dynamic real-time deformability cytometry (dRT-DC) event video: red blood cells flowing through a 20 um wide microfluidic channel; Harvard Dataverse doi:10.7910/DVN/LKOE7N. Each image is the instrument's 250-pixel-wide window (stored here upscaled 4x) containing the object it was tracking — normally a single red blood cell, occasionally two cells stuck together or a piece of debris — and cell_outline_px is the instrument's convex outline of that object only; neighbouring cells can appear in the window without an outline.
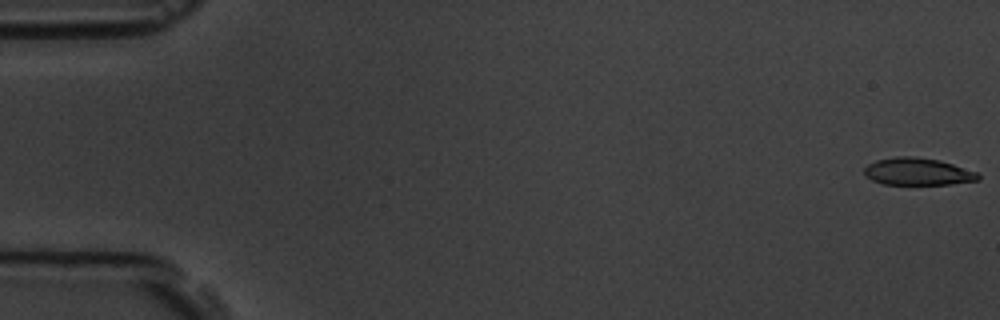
{"species": "common noctule bat (a hibernating species)", "species_latin": "Nyctalus noctula", "temperature_condition": "room temperature", "stored_images_in_passage": 3, "camera_frame_rate_fps": 3000, "um_per_image_px": 0.085, "animal": {"sex": "male", "body_mass_g": 19.5, "forearm_length_mm": 54.6}, "frame": {"image": 1, "passage_image": 1, "time_ms": 0.0, "image_size_px": [1000, 320], "cell_outline_px": [[980, 180], [952, 184], [884, 184], [872, 180], [864, 176], [864, 168], [868, 164], [876, 160], [896, 156], [916, 156], [940, 160], [980, 172]], "centroid_in_image_um": [78.03, 14.58], "position_along_channel_um": 7.0, "area_um2": 18.38}}